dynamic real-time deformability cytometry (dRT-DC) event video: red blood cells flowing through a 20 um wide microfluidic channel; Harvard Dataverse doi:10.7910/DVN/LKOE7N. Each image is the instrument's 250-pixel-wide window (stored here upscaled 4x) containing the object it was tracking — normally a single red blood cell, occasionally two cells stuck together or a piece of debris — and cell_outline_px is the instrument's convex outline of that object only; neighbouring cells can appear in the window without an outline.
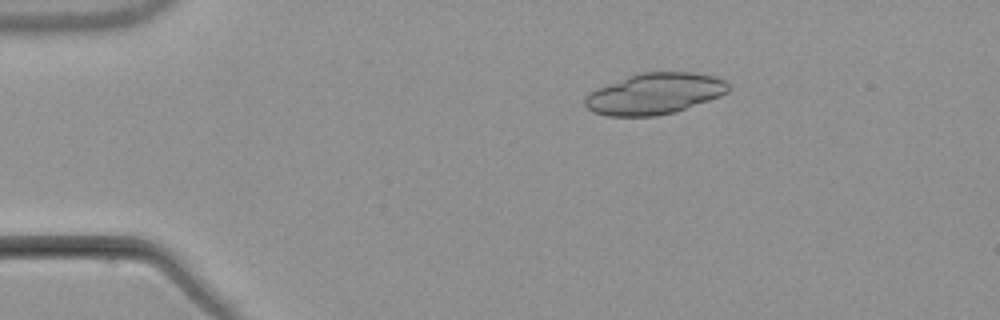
{"species": "common noctule bat (a hibernating species)", "species_latin": "Nyctalus noctula", "temperature_condition": "warm", "stored_images_in_passage": 3, "camera_frame_rate_fps": 3000, "um_per_image_px": 0.085, "animal": {"sex": "male", "body_mass_g": 21.5, "forearm_length_mm": 52.0}, "frame": {"image": 1, "passage_image": 2, "time_ms": 2.0, "image_size_px": [1000, 320], "cell_outline_px": [[728, 92], [720, 96], [676, 112], [656, 116], [608, 116], [592, 112], [584, 104], [584, 100], [588, 92], [596, 88], [628, 76], [640, 72], [692, 72], [716, 76], [724, 80], [728, 84]], "centroid_in_image_um": [55.62, 7.97], "position_along_channel_um": 29.4, "area_um2": 34.51}}